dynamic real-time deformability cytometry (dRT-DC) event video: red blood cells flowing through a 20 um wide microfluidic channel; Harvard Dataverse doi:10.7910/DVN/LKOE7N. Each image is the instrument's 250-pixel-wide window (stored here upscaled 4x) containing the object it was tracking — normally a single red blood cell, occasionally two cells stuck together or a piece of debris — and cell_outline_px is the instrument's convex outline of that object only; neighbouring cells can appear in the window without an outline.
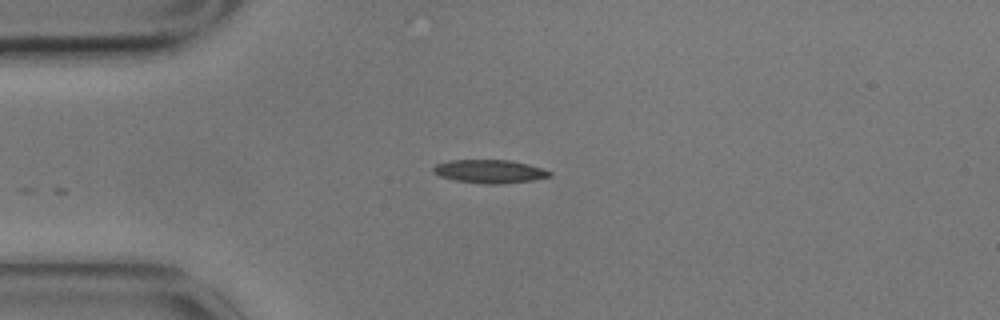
{"species": "common noctule bat (a hibernating species)", "species_latin": "Nyctalus noctula", "temperature_condition": "cold", "stored_images_in_passage": 3, "camera_frame_rate_fps": 3000, "um_per_image_px": 0.085, "animal": {"sex": "male", "body_mass_g": 17.9}, "frame": {"image": 1, "passage_image": 3, "time_ms": 0.667, "image_size_px": [1000, 320], "cell_outline_px": [[552, 176], [532, 180], [504, 184], [484, 184], [452, 180], [440, 176], [432, 172], [432, 168], [436, 164], [448, 160], [508, 160], [528, 164], [552, 172]], "centroid_in_image_um": [41.58, 14.57], "position_along_channel_um": 43.4, "area_um2": 15.95}}